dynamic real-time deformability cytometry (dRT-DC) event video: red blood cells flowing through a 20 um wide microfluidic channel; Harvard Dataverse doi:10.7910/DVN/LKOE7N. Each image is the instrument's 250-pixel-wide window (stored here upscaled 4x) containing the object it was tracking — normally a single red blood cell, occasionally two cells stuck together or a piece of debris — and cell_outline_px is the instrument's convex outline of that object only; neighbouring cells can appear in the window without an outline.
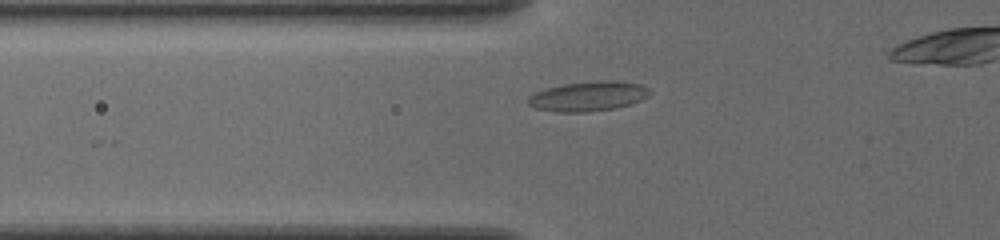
{"species": "common noctule bat (a hibernating species)", "species_latin": "Nyctalus noctula", "temperature_condition": "cold", "stored_images_in_passage": 27, "camera_frame_rate_fps": 3000, "um_per_image_px": 0.085, "animal": {"sex": "female", "body_mass_g": 19.5, "forearm_length_mm": 54.1}, "frame": {"image": 1, "passage_image": 6, "time_ms": 1.667, "image_size_px": [1000, 240], "cell_outline_px": [[652, 92], [648, 96], [640, 100], [628, 104], [612, 108], [588, 112], [556, 112], [536, 108], [528, 104], [528, 96], [536, 92], [548, 88], [564, 84], [600, 80], [616, 80], [640, 84], [648, 88]], "centroid_in_image_um": [50.0, 8.17], "position_along_channel_um": 75.8, "area_um2": 20.92}}
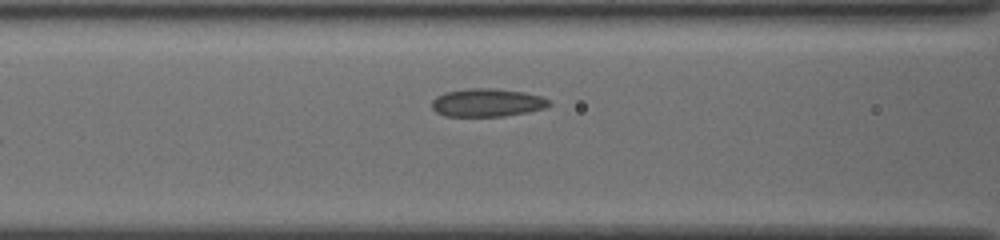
{"frame": {"image": 2, "passage_image": 10, "time_ms": 3.0, "image_size_px": [1000, 240], "cell_outline_px": [[552, 104], [544, 108], [528, 112], [504, 116], [444, 116], [436, 112], [432, 108], [432, 100], [436, 96], [444, 92], [468, 88], [496, 88], [524, 92], [540, 96], [548, 100]], "centroid_in_image_um": [41.38, 8.72], "position_along_channel_um": 125.2, "area_um2": 19.31}}